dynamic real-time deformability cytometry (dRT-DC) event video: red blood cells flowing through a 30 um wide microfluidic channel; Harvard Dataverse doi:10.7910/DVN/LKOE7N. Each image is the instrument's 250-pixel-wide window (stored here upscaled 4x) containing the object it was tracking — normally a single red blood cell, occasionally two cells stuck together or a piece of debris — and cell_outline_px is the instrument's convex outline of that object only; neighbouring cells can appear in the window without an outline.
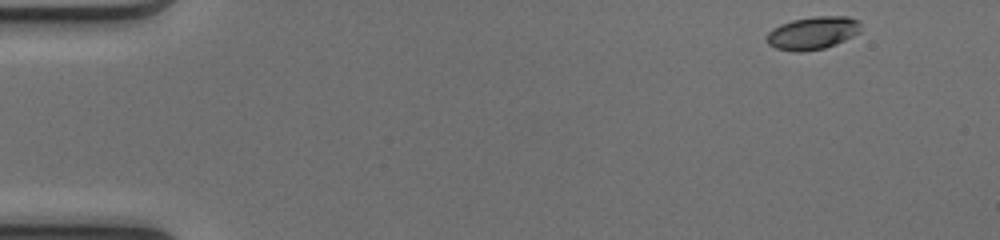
{"species": "common noctule bat (a hibernating species)", "species_latin": "Nyctalus noctula", "temperature_condition": "cold", "stored_images_in_passage": 47, "camera_frame_rate_fps": 3000, "um_per_image_px": 0.085, "animal": {"sex": "female", "body_mass_g": 17.0, "forearm_length_mm": 48.0}, "frame": {"image": 1, "passage_image": 1, "time_ms": 0.0, "image_size_px": [1000, 240], "cell_outline_px": [[860, 32], [836, 44], [824, 48], [800, 52], [796, 52], [776, 48], [768, 44], [768, 32], [772, 28], [780, 24], [792, 20], [812, 16], [848, 16], [860, 20]], "centroid_in_image_um": [69.09, 2.79], "position_along_channel_um": 15.9, "area_um2": 18.03}}
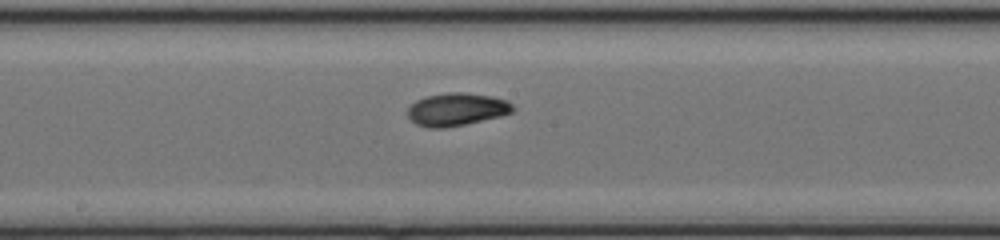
{"frame": {"image": 2, "passage_image": 24, "time_ms": 7.667, "image_size_px": [1000, 240], "cell_outline_px": [[512, 112], [500, 116], [464, 124], [444, 128], [428, 128], [416, 124], [408, 116], [408, 108], [416, 100], [428, 96], [448, 92], [464, 92], [492, 96], [508, 100], [512, 104]], "centroid_in_image_um": [38.81, 9.29], "position_along_channel_um": 209.4, "area_um2": 19.94}}
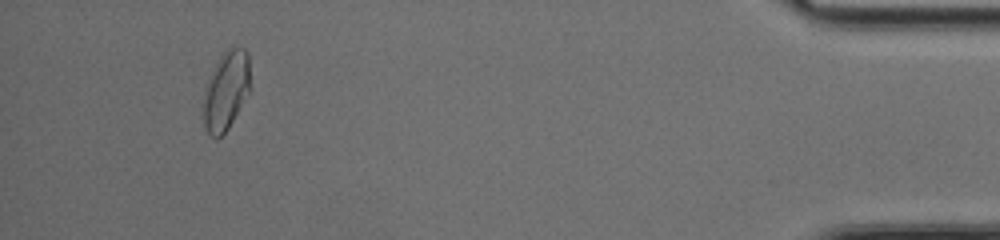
{"frame": {"image": 3, "passage_image": 44, "time_ms": 14.333, "image_size_px": [1000, 240], "cell_outline_px": [[248, 92], [228, 128], [216, 140], [208, 136], [204, 128], [204, 100], [208, 84], [216, 64], [220, 56], [232, 44], [244, 48], [248, 52]], "centroid_in_image_um": [19.2, 7.71], "position_along_channel_um": 416.0, "area_um2": 20.87}, "authors_computed_cell_mechanics": {"area_um2": 19.1896, "velocity_mm_per_s": 4.1142, "shape_relaxation_time_tau1_ms": 3.811, "shape_relaxation_time_tau2_ms": 1.5938, "deformation_change_tau1": 0.1369, "deformation_change_tau2": 0.0544}}